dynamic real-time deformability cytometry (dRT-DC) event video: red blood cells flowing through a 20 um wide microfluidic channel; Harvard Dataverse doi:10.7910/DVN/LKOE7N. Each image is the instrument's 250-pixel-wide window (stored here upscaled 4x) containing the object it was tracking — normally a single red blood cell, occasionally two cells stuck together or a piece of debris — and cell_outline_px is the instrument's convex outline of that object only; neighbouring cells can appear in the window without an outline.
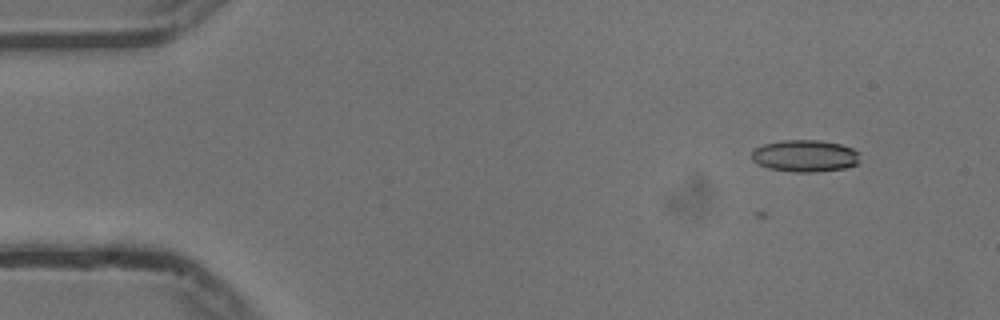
{"species": "common noctule bat (a hibernating species)", "species_latin": "Nyctalus noctula", "temperature_condition": "cold", "stored_images_in_passage": 4, "camera_frame_rate_fps": 3000, "um_per_image_px": 0.085, "animal": {"sex": "male", "body_mass_g": 13.3}, "frame": {"image": 1, "passage_image": 1, "time_ms": 0.0, "image_size_px": [1000, 320], "cell_outline_px": [[860, 160], [856, 164], [844, 168], [812, 172], [796, 172], [768, 168], [756, 164], [752, 160], [752, 152], [756, 148], [764, 144], [780, 140], [820, 140], [840, 144], [852, 148], [860, 152]], "centroid_in_image_um": [68.43, 13.24], "position_along_channel_um": 16.6, "area_um2": 20.23}}